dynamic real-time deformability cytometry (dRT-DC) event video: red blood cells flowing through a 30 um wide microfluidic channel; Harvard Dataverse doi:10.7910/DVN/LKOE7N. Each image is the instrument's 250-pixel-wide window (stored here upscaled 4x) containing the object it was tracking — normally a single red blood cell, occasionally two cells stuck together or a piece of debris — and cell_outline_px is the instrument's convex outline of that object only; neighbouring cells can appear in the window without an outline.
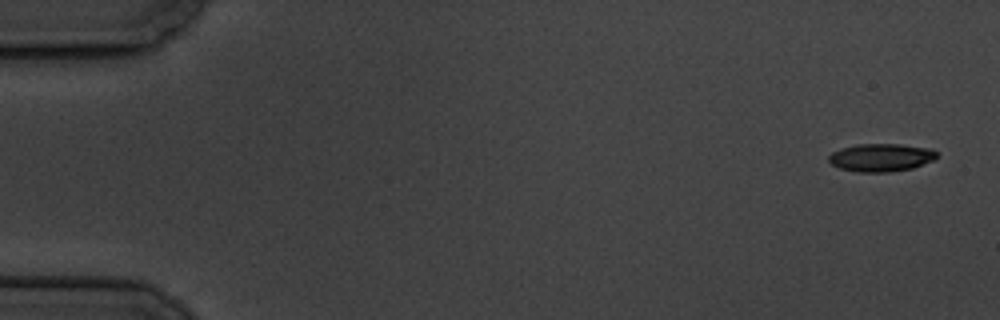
{"species": "common noctule bat (a hibernating species)", "species_latin": "Nyctalus noctula", "temperature_condition": "cold", "stored_images_in_passage": 9, "camera_frame_rate_fps": 3000, "um_per_image_px": 0.085, "animal": {"sex": "male", "body_mass_g": 19.5, "forearm_length_mm": 54.6}, "frame": {"image": 1, "passage_image": 1, "time_ms": 0.0, "image_size_px": [1000, 320], "cell_outline_px": [[936, 156], [932, 160], [912, 168], [888, 172], [856, 172], [840, 168], [832, 164], [828, 160], [828, 156], [832, 152], [840, 148], [856, 144], [900, 144], [932, 148], [936, 152]], "centroid_in_image_um": [74.85, 13.38], "position_along_channel_um": 10.2, "area_um2": 17.57}}
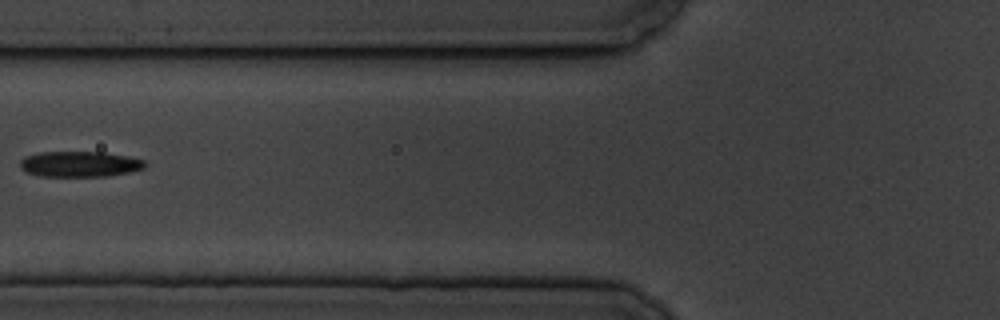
{"frame": {"image": 2, "passage_image": 7, "time_ms": 7.0, "image_size_px": [1000, 320], "cell_outline_px": [[148, 164], [144, 168], [132, 172], [108, 176], [40, 176], [28, 172], [20, 168], [20, 160], [24, 156], [36, 152], [104, 152], [128, 156], [144, 160]], "centroid_in_image_um": [6.79, 13.94], "position_along_channel_um": 119.0, "area_um2": 18.84}}
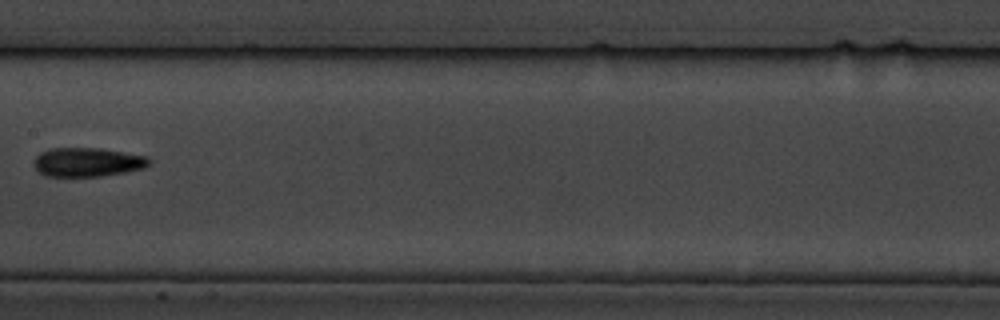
{"frame": {"image": 3, "passage_image": 9, "time_ms": 9.333, "image_size_px": [1000, 320], "cell_outline_px": [[152, 160], [144, 168], [124, 172], [100, 176], [44, 176], [32, 164], [32, 160], [40, 152], [48, 148], [100, 148], [148, 156]], "centroid_in_image_um": [7.4, 13.77], "position_along_channel_um": 200.0, "area_um2": 19.59}}